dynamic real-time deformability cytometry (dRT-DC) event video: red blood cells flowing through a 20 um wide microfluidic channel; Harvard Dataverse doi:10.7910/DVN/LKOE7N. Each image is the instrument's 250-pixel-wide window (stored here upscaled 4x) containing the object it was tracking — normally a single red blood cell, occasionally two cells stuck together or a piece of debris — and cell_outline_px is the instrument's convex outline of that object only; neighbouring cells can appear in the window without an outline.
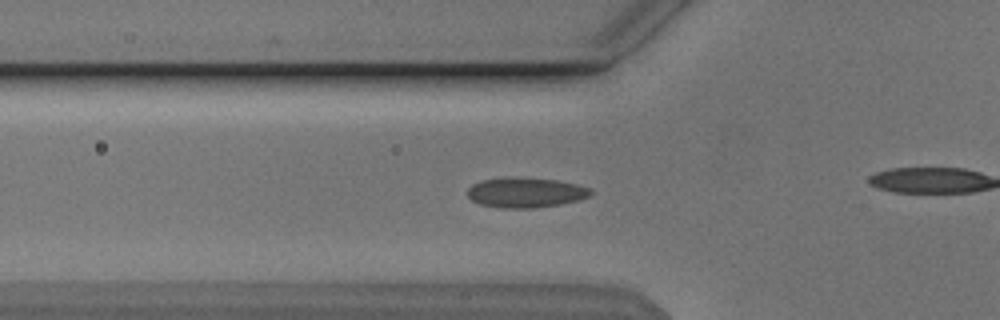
{"species": "Egyptian fruit bat (a non-hibernating species)", "species_latin": "Rousettus aegyptiacus", "temperature_condition": "cold", "stored_images_in_passage": 43, "camera_frame_rate_fps": 3000, "um_per_image_px": 0.085, "animal": {"sex": "male"}, "frame": {"image": 1, "passage_image": 18, "time_ms": 5.667, "image_size_px": [1000, 320], "cell_outline_px": [[592, 196], [580, 200], [560, 204], [532, 208], [500, 208], [480, 204], [472, 200], [468, 196], [468, 188], [472, 184], [480, 180], [508, 176], [516, 176], [556, 180], [576, 184], [592, 188]], "centroid_in_image_um": [44.69, 16.35], "position_along_channel_um": 81.1, "area_um2": 21.96}}
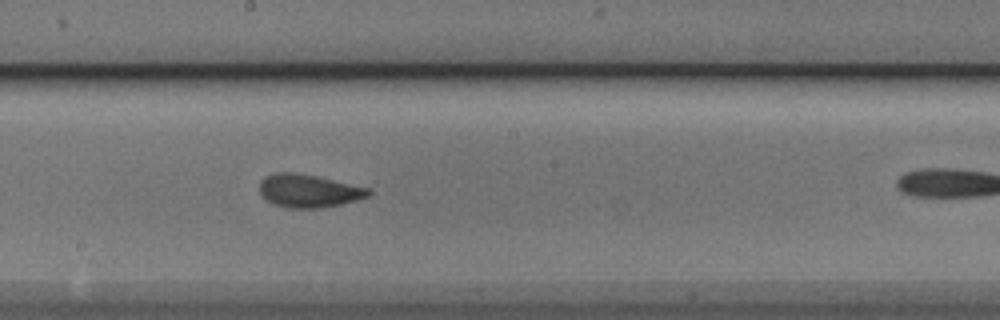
{"frame": {"image": 2, "passage_image": 29, "time_ms": 9.333, "image_size_px": [1000, 320], "cell_outline_px": [[372, 192], [368, 196], [356, 200], [340, 204], [320, 208], [288, 208], [272, 204], [260, 196], [260, 180], [276, 172], [292, 172], [316, 176], [368, 188]], "centroid_in_image_um": [26.19, 16.23], "position_along_channel_um": 222.0, "area_um2": 20.87}}
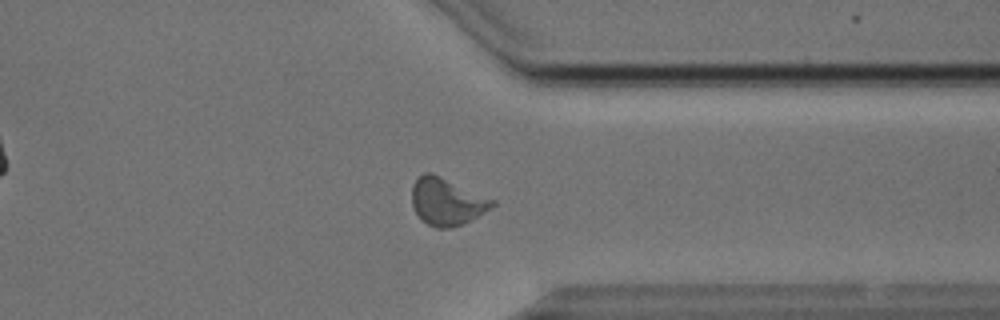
{"frame": {"image": 3, "passage_image": 41, "time_ms": 13.333, "image_size_px": [1000, 320], "cell_outline_px": [[496, 204], [484, 212], [464, 224], [452, 228], [436, 228], [428, 224], [416, 212], [412, 204], [412, 184], [424, 172], [428, 172], [496, 200]], "centroid_in_image_um": [37.98, 17.16], "position_along_channel_um": 373.4, "area_um2": 21.68}}